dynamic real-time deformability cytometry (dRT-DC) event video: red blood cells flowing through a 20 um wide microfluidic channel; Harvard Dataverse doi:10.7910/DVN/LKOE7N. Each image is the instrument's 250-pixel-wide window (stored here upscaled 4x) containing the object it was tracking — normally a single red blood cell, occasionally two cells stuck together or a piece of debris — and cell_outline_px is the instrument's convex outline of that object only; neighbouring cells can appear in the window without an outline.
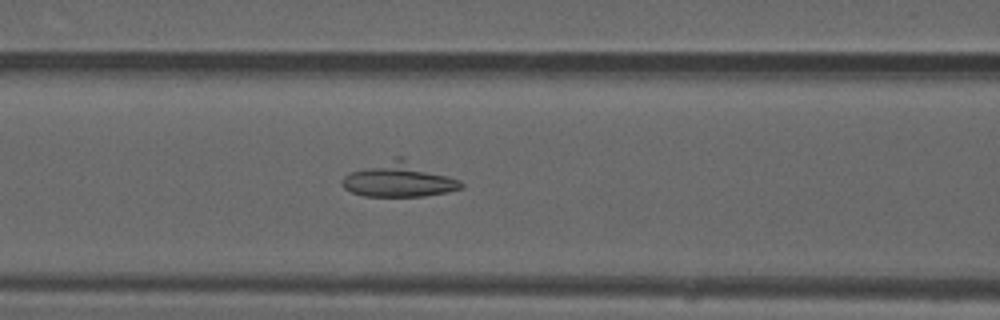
{"species": "common noctule bat (a hibernating species)", "species_latin": "Nyctalus noctula", "temperature_condition": "warm", "stored_images_in_passage": 31, "camera_frame_rate_fps": 3000, "um_per_image_px": 0.085, "animal": {"sex": "male", "forearm_length_mm": 52.5}, "frame": {"image": 1, "passage_image": 11, "time_ms": 3.333, "image_size_px": [1000, 320], "cell_outline_px": [[464, 188], [448, 192], [424, 196], [364, 196], [352, 192], [344, 188], [340, 184], [340, 180], [348, 172], [396, 156], [404, 156], [460, 180], [464, 184]], "centroid_in_image_um": [33.93, 15.25], "position_along_channel_um": 132.7, "area_um2": 24.45}}
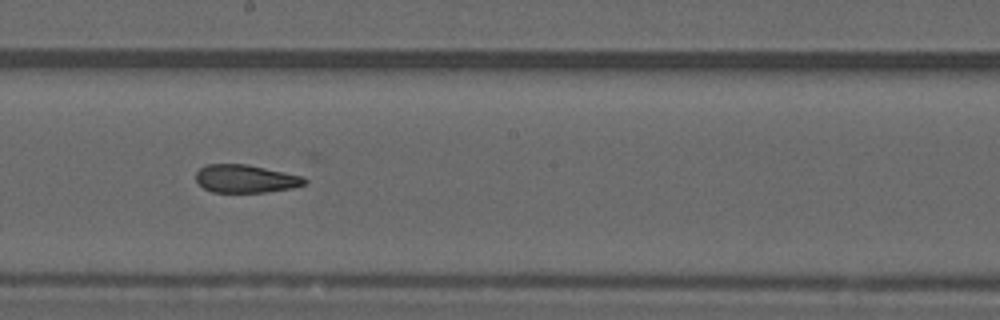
{"frame": {"image": 2, "passage_image": 18, "time_ms": 5.667, "image_size_px": [1000, 320], "cell_outline_px": [[308, 180], [304, 184], [292, 188], [264, 192], [212, 192], [204, 188], [196, 180], [196, 172], [200, 168], [208, 164], [248, 164], [304, 176]], "centroid_in_image_um": [20.89, 15.18], "position_along_channel_um": 227.3, "area_um2": 17.74}}
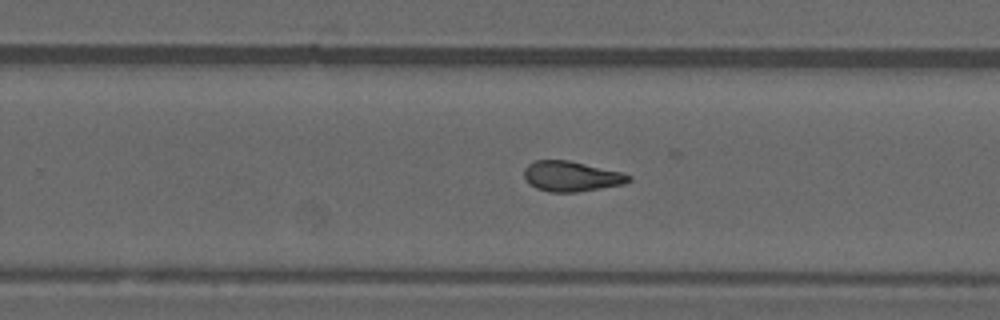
{"frame": {"image": 3, "passage_image": 22, "time_ms": 7.0, "image_size_px": [1000, 320], "cell_outline_px": [[632, 180], [624, 184], [576, 192], [548, 192], [536, 188], [528, 184], [524, 176], [524, 168], [528, 164], [536, 160], [568, 160], [620, 172], [632, 176]], "centroid_in_image_um": [48.53, 14.99], "position_along_channel_um": 281.3, "area_um2": 18.38}}